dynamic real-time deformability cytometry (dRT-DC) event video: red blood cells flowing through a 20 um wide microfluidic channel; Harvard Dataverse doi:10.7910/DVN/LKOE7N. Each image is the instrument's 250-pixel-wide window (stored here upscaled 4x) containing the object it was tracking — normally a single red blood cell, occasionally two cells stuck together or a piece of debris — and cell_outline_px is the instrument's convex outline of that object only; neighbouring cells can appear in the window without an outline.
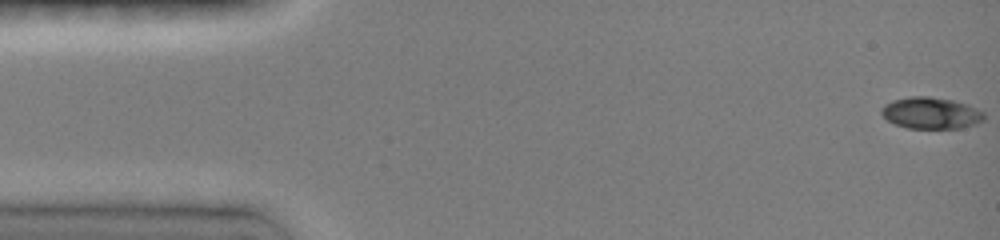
{"species": "common noctule bat (a hibernating species)", "species_latin": "Nyctalus noctula", "temperature_condition": "room temperature", "stored_images_in_passage": 8, "camera_frame_rate_fps": 3000, "um_per_image_px": 0.085, "animal": {"sex": "female", "body_mass_g": 19.0, "forearm_length_mm": 51.5}, "frame": {"image": 1, "passage_image": 1, "time_ms": 0.0, "image_size_px": [1000, 240], "cell_outline_px": [[984, 120], [960, 128], [908, 128], [896, 124], [888, 120], [880, 112], [880, 108], [884, 104], [892, 100], [908, 96], [928, 96], [952, 100], [968, 104], [984, 112]], "centroid_in_image_um": [79.1, 9.59], "position_along_channel_um": 5.9, "area_um2": 18.84}}
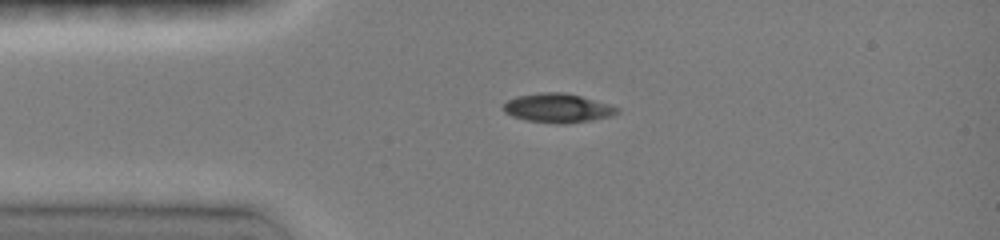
{"frame": {"image": 2, "passage_image": 5, "time_ms": 3.333, "image_size_px": [1000, 240], "cell_outline_px": [[616, 112], [612, 116], [564, 124], [560, 124], [528, 120], [512, 116], [504, 112], [504, 104], [508, 100], [516, 96], [540, 92], [564, 92], [580, 96], [608, 104], [616, 108]], "centroid_in_image_um": [47.34, 9.17], "position_along_channel_um": 37.7, "area_um2": 18.84}}
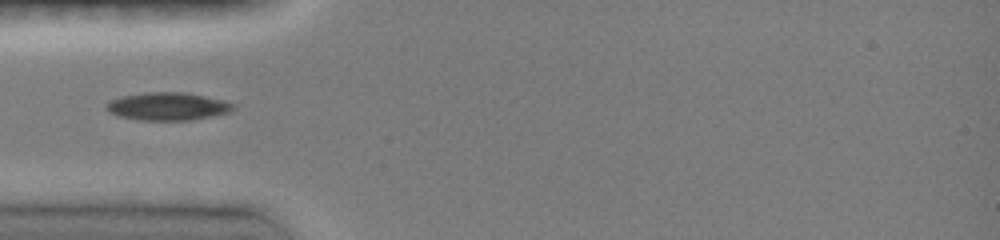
{"frame": {"image": 3, "passage_image": 7, "time_ms": 4.667, "image_size_px": [1000, 240], "cell_outline_px": [[236, 108], [228, 112], [212, 116], [188, 120], [140, 120], [120, 116], [104, 108], [104, 104], [112, 100], [124, 96], [148, 92], [184, 92], [224, 100], [236, 104]], "centroid_in_image_um": [14.29, 9.04], "position_along_channel_um": 70.7, "area_um2": 20.4}}